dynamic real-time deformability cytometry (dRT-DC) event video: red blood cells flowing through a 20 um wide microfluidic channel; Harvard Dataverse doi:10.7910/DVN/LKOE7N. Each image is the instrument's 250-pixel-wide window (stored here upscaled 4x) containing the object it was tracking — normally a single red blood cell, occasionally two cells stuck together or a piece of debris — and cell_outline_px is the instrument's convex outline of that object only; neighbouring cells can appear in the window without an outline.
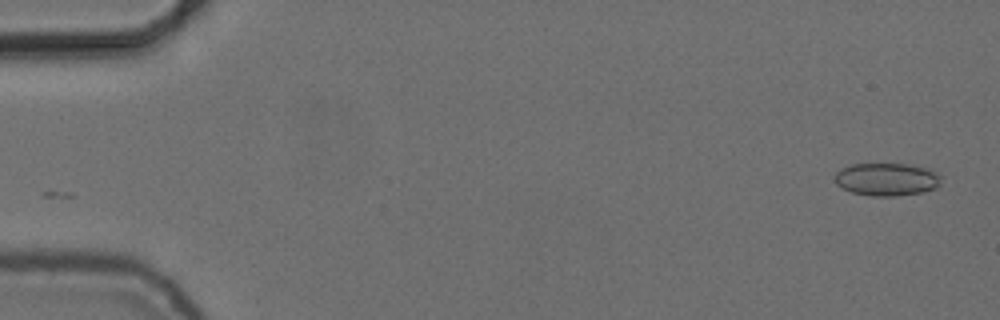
{"species": "common noctule bat (a hibernating species)", "species_latin": "Nyctalus noctula", "temperature_condition": "cold", "stored_images_in_passage": 54, "camera_frame_rate_fps": 3000, "um_per_image_px": 0.085, "animal": {"sex": "female", "body_mass_g": 24.6, "forearm_length_mm": 56.2}, "frame": {"image": 1, "passage_image": 1, "time_ms": 0.0, "image_size_px": [1000, 320], "cell_outline_px": [[944, 176], [940, 184], [936, 188], [920, 192], [896, 196], [872, 196], [852, 192], [836, 184], [832, 176], [840, 168], [852, 164], [908, 164], [932, 168]], "centroid_in_image_um": [75.41, 15.22], "position_along_channel_um": 9.6, "area_um2": 20.75}}
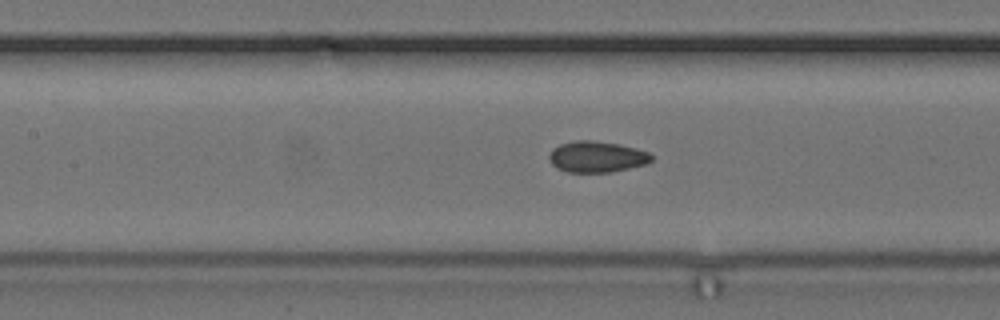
{"frame": {"image": 2, "passage_image": 24, "time_ms": 7.667, "image_size_px": [1000, 320], "cell_outline_px": [[652, 160], [648, 164], [612, 172], [568, 172], [556, 168], [548, 160], [548, 156], [552, 148], [560, 144], [576, 140], [592, 140], [620, 144], [636, 148], [648, 152], [652, 156]], "centroid_in_image_um": [50.71, 13.32], "position_along_channel_um": 156.7, "area_um2": 18.79}}
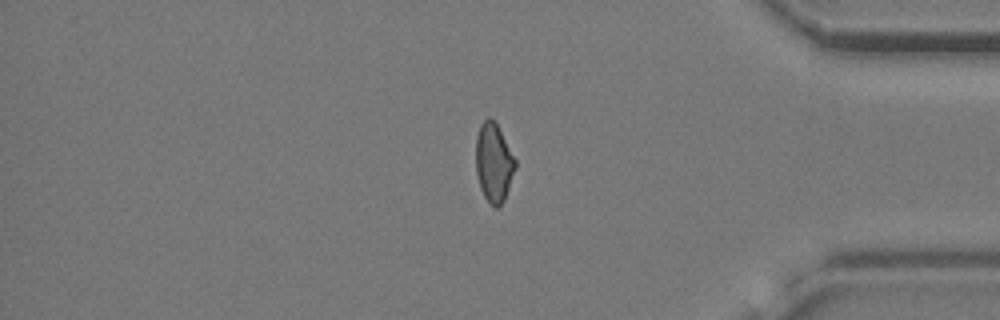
{"frame": {"image": 3, "passage_image": 45, "time_ms": 14.667, "image_size_px": [1000, 320], "cell_outline_px": [[516, 168], [504, 200], [496, 208], [484, 196], [480, 188], [476, 172], [476, 136], [480, 124], [488, 116], [496, 124], [516, 160]], "centroid_in_image_um": [41.96, 13.82], "position_along_channel_um": 393.2, "area_um2": 17.86}, "authors_computed_cell_mechanics": {"area_um2": 18.5249, "velocity_mm_per_s": 3.7446, "shape_relaxation_time_tau1_ms": null, "shape_relaxation_time_tau2_ms": 2.7738, "deformation_change_tau1": null, "deformation_change_tau2": 0.0731}}